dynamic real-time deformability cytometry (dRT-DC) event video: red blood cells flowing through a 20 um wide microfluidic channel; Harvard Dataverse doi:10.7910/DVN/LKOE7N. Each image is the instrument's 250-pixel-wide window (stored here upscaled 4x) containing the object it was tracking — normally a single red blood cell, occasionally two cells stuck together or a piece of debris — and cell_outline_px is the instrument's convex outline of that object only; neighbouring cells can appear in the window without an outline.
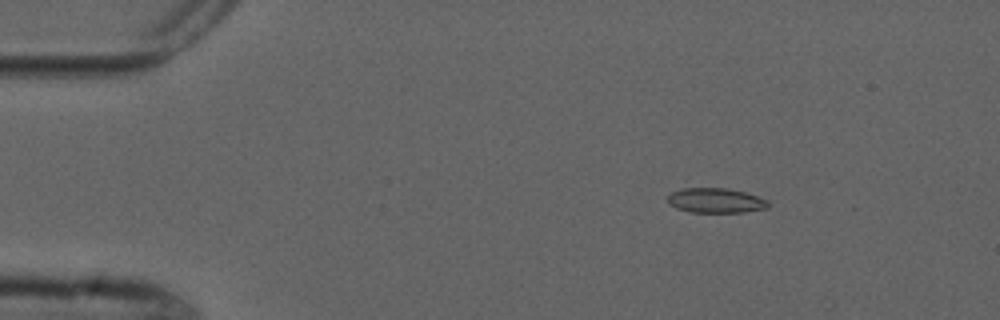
{"species": "common noctule bat (a hibernating species)", "species_latin": "Nyctalus noctula", "temperature_condition": "cold", "stored_images_in_passage": 5, "camera_frame_rate_fps": 3000, "um_per_image_px": 0.085, "animal": {"sex": "male", "forearm_length_mm": 52.5}, "frame": {"image": 1, "passage_image": 2, "time_ms": 1.333, "image_size_px": [1000, 320], "cell_outline_px": [[768, 208], [744, 212], [688, 212], [676, 208], [668, 204], [668, 196], [672, 192], [680, 188], [728, 188], [744, 192], [768, 200]], "centroid_in_image_um": [60.8, 17.04], "position_along_channel_um": 24.2, "area_um2": 14.57}}
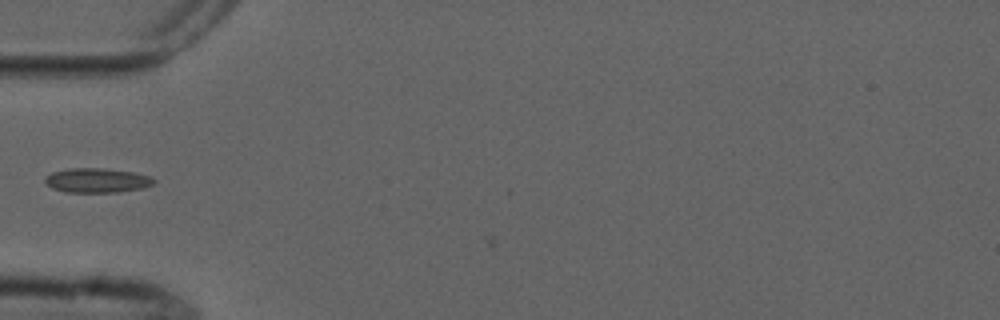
{"frame": {"image": 2, "passage_image": 4, "time_ms": 4.667, "image_size_px": [1000, 320], "cell_outline_px": [[156, 180], [152, 184], [140, 188], [116, 192], [64, 192], [52, 188], [44, 180], [44, 176], [52, 172], [68, 168], [104, 168], [132, 172], [152, 176]], "centroid_in_image_um": [8.21, 15.32], "position_along_channel_um": 76.8, "area_um2": 15.49}}